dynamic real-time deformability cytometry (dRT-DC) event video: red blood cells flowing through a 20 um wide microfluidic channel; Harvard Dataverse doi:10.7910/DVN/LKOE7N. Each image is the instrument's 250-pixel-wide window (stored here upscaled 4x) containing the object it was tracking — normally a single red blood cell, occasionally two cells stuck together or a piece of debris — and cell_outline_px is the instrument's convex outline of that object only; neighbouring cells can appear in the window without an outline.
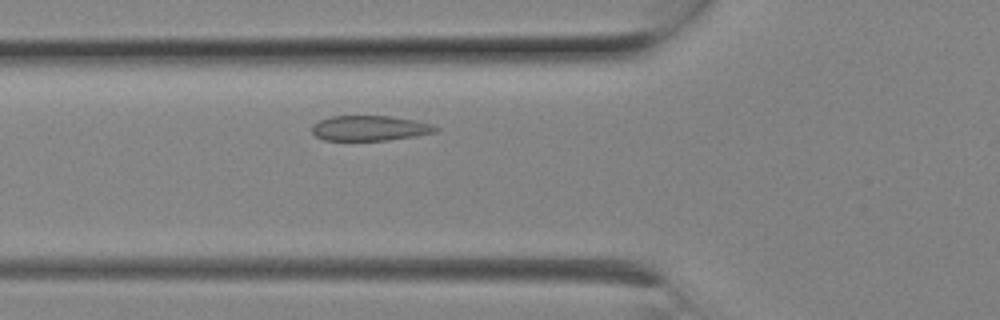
{"species": "Egyptian fruit bat (a non-hibernating species)", "species_latin": "Rousettus aegyptiacus", "temperature_condition": "room temperature", "stored_images_in_passage": 3, "camera_frame_rate_fps": 3000, "um_per_image_px": 0.085, "animal": {"sex": "female"}, "frame": {"image": 1, "passage_image": 3, "time_ms": 0.667, "image_size_px": [1000, 320], "cell_outline_px": [[440, 128], [436, 132], [388, 140], [324, 140], [316, 136], [312, 132], [312, 124], [320, 120], [332, 116], [388, 116], [416, 120], [432, 124]], "centroid_in_image_um": [31.43, 10.89], "position_along_channel_um": 94.4, "area_um2": 18.03}}